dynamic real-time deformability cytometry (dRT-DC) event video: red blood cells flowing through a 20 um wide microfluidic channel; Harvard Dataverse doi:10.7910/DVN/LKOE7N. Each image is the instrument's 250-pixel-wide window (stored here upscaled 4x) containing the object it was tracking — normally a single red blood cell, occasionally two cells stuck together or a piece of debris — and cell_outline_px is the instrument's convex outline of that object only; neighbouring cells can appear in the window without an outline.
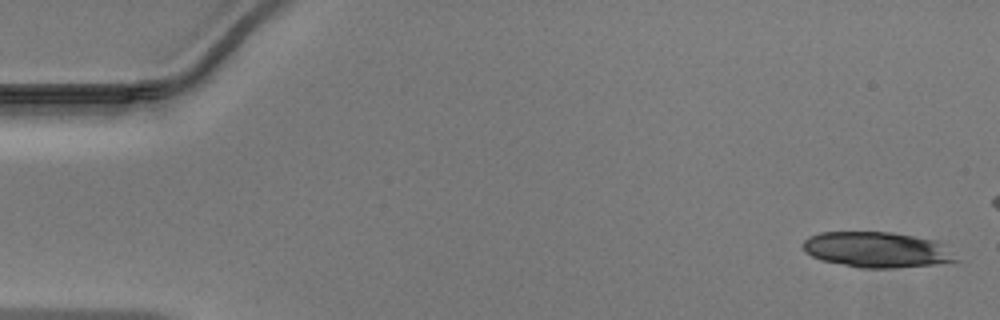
{"species": "Egyptian fruit bat (a non-hibernating species)", "species_latin": "Rousettus aegyptiacus", "temperature_condition": "warm", "stored_images_in_passage": 17, "camera_frame_rate_fps": 3000, "um_per_image_px": 0.085, "animal": {"sex": "male"}, "frame": {"image": 1, "passage_image": 1, "time_ms": 0.0, "image_size_px": [1000, 320], "cell_outline_px": [[964, 260], [936, 264], [896, 268], [860, 268], [820, 260], [804, 252], [804, 240], [808, 236], [820, 232], [892, 232], [936, 240]], "centroid_in_image_um": [74.57, 21.23], "position_along_channel_um": 10.4, "area_um2": 32.02}}